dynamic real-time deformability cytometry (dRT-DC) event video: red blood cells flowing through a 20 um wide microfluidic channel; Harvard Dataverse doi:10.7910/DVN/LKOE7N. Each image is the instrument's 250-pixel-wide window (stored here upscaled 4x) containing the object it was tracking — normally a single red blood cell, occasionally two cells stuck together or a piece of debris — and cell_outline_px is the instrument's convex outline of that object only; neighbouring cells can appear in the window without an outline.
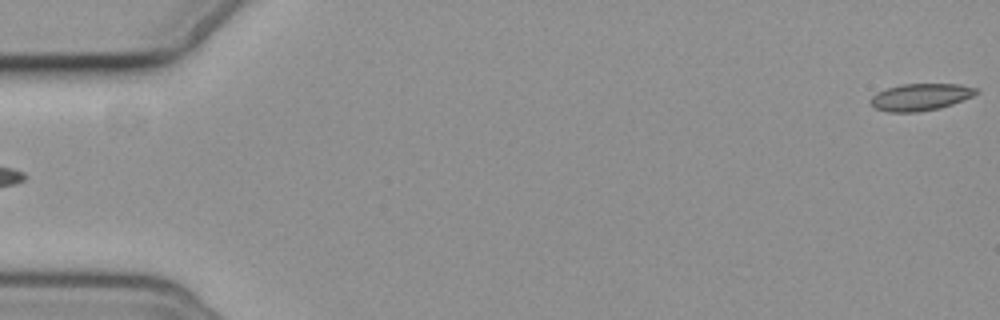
{"species": "common noctule bat (a hibernating species)", "species_latin": "Nyctalus noctula", "temperature_condition": "cold", "stored_images_in_passage": 6, "segment_of_instrument_passage": [2, 2], "camera_frame_rate_fps": 3000, "um_per_image_px": 0.085, "animal": {"sex": "female", "body_mass_g": 19.3, "forearm_length_mm": 54.1}, "frame": {"image": 1, "passage_image": 6, "time_ms": 6.0, "image_size_px": [1000, 320], "cell_outline_px": [[980, 92], [972, 96], [952, 104], [940, 108], [916, 112], [888, 112], [876, 108], [868, 100], [876, 92], [888, 88], [904, 84], [960, 84], [980, 88]], "centroid_in_image_um": [78.27, 8.24], "position_along_channel_um": 6.7, "area_um2": 16.65}}